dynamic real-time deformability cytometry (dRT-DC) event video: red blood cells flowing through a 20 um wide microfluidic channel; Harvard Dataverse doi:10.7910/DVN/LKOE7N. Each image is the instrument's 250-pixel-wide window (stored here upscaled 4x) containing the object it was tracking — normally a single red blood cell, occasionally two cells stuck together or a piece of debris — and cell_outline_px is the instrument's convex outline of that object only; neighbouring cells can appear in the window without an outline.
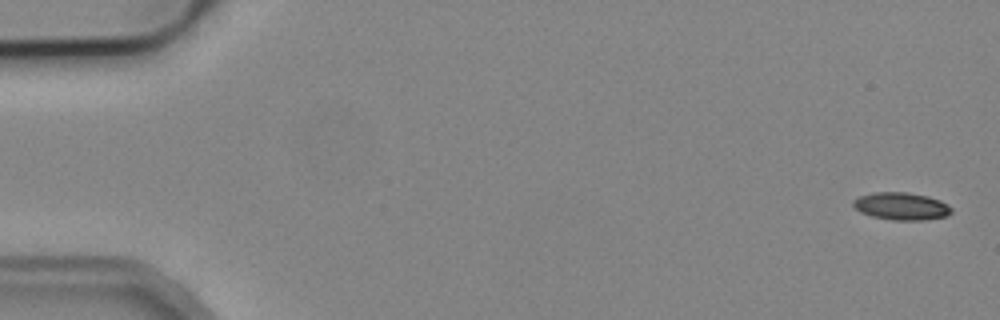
{"species": "common noctule bat (a hibernating species)", "species_latin": "Nyctalus noctula", "temperature_condition": "cold", "stored_images_in_passage": 5, "camera_frame_rate_fps": 3000, "um_per_image_px": 0.085, "animal": {"sex": "male", "body_mass_g": 19.2, "forearm_length_mm": 51.8}, "frame": {"image": 1, "passage_image": 1, "time_ms": 0.0, "image_size_px": [1000, 320], "cell_outline_px": [[952, 212], [948, 216], [924, 220], [892, 220], [872, 216], [860, 212], [852, 204], [852, 200], [860, 196], [872, 192], [908, 192], [928, 196], [940, 200], [948, 204], [952, 208]], "centroid_in_image_um": [76.63, 17.52], "position_along_channel_um": 8.4, "area_um2": 15.9}}
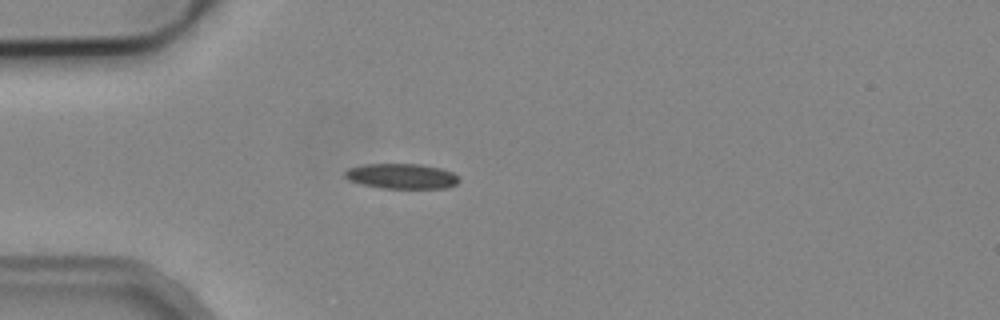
{"frame": {"image": 2, "passage_image": 5, "time_ms": 4.667, "image_size_px": [1000, 320], "cell_outline_px": [[460, 180], [456, 184], [444, 188], [380, 188], [348, 180], [344, 176], [344, 172], [348, 168], [364, 164], [420, 164], [440, 168], [452, 172]], "centroid_in_image_um": [34.11, 14.97], "position_along_channel_um": 50.9, "area_um2": 16.65}}